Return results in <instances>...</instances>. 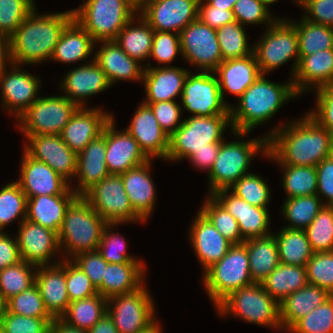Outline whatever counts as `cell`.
Here are the masks:
<instances>
[{
    "label": "cell",
    "instance_id": "cell-1",
    "mask_svg": "<svg viewBox=\"0 0 333 333\" xmlns=\"http://www.w3.org/2000/svg\"><path fill=\"white\" fill-rule=\"evenodd\" d=\"M266 155L281 165L316 167L333 155V136L307 114L302 121L274 129L267 137Z\"/></svg>",
    "mask_w": 333,
    "mask_h": 333
},
{
    "label": "cell",
    "instance_id": "cell-2",
    "mask_svg": "<svg viewBox=\"0 0 333 333\" xmlns=\"http://www.w3.org/2000/svg\"><path fill=\"white\" fill-rule=\"evenodd\" d=\"M34 11L10 37L13 64H34L51 58L62 31L73 20V10L41 16Z\"/></svg>",
    "mask_w": 333,
    "mask_h": 333
},
{
    "label": "cell",
    "instance_id": "cell-3",
    "mask_svg": "<svg viewBox=\"0 0 333 333\" xmlns=\"http://www.w3.org/2000/svg\"><path fill=\"white\" fill-rule=\"evenodd\" d=\"M298 95L293 82L279 85L267 81L261 74L239 97L238 109L230 107V120L233 132L243 136L255 126L269 120L284 102Z\"/></svg>",
    "mask_w": 333,
    "mask_h": 333
},
{
    "label": "cell",
    "instance_id": "cell-4",
    "mask_svg": "<svg viewBox=\"0 0 333 333\" xmlns=\"http://www.w3.org/2000/svg\"><path fill=\"white\" fill-rule=\"evenodd\" d=\"M138 5L132 0H87L73 10V19L98 41L115 40L135 16Z\"/></svg>",
    "mask_w": 333,
    "mask_h": 333
},
{
    "label": "cell",
    "instance_id": "cell-5",
    "mask_svg": "<svg viewBox=\"0 0 333 333\" xmlns=\"http://www.w3.org/2000/svg\"><path fill=\"white\" fill-rule=\"evenodd\" d=\"M107 224L82 196H78L65 212L58 233L60 247L63 244L74 257L82 252L98 250Z\"/></svg>",
    "mask_w": 333,
    "mask_h": 333
},
{
    "label": "cell",
    "instance_id": "cell-6",
    "mask_svg": "<svg viewBox=\"0 0 333 333\" xmlns=\"http://www.w3.org/2000/svg\"><path fill=\"white\" fill-rule=\"evenodd\" d=\"M231 123L230 115L192 116L169 136L167 160L190 158L211 143H221L226 126Z\"/></svg>",
    "mask_w": 333,
    "mask_h": 333
},
{
    "label": "cell",
    "instance_id": "cell-7",
    "mask_svg": "<svg viewBox=\"0 0 333 333\" xmlns=\"http://www.w3.org/2000/svg\"><path fill=\"white\" fill-rule=\"evenodd\" d=\"M204 272V284L215 306L230 293L253 284L244 243L233 244L220 261L212 264Z\"/></svg>",
    "mask_w": 333,
    "mask_h": 333
},
{
    "label": "cell",
    "instance_id": "cell-8",
    "mask_svg": "<svg viewBox=\"0 0 333 333\" xmlns=\"http://www.w3.org/2000/svg\"><path fill=\"white\" fill-rule=\"evenodd\" d=\"M216 307L223 315L231 311L245 321L281 328L279 303L265 291L262 283H253L230 293Z\"/></svg>",
    "mask_w": 333,
    "mask_h": 333
},
{
    "label": "cell",
    "instance_id": "cell-9",
    "mask_svg": "<svg viewBox=\"0 0 333 333\" xmlns=\"http://www.w3.org/2000/svg\"><path fill=\"white\" fill-rule=\"evenodd\" d=\"M248 142H221L218 155L209 172L210 194L230 187L242 176L247 175L251 158L263 150L267 154V137Z\"/></svg>",
    "mask_w": 333,
    "mask_h": 333
},
{
    "label": "cell",
    "instance_id": "cell-10",
    "mask_svg": "<svg viewBox=\"0 0 333 333\" xmlns=\"http://www.w3.org/2000/svg\"><path fill=\"white\" fill-rule=\"evenodd\" d=\"M261 42L253 48L259 71L265 74L296 57L292 73L295 75L299 64L298 36L295 26L284 20H275Z\"/></svg>",
    "mask_w": 333,
    "mask_h": 333
},
{
    "label": "cell",
    "instance_id": "cell-11",
    "mask_svg": "<svg viewBox=\"0 0 333 333\" xmlns=\"http://www.w3.org/2000/svg\"><path fill=\"white\" fill-rule=\"evenodd\" d=\"M78 105L66 96L38 98L18 119L26 136L60 134Z\"/></svg>",
    "mask_w": 333,
    "mask_h": 333
},
{
    "label": "cell",
    "instance_id": "cell-12",
    "mask_svg": "<svg viewBox=\"0 0 333 333\" xmlns=\"http://www.w3.org/2000/svg\"><path fill=\"white\" fill-rule=\"evenodd\" d=\"M108 224L144 221L132 208L121 175L110 174L82 196Z\"/></svg>",
    "mask_w": 333,
    "mask_h": 333
},
{
    "label": "cell",
    "instance_id": "cell-13",
    "mask_svg": "<svg viewBox=\"0 0 333 333\" xmlns=\"http://www.w3.org/2000/svg\"><path fill=\"white\" fill-rule=\"evenodd\" d=\"M109 303H115V307L110 309ZM107 314L119 333H145L157 324L153 301L143 286L132 293L108 298Z\"/></svg>",
    "mask_w": 333,
    "mask_h": 333
},
{
    "label": "cell",
    "instance_id": "cell-14",
    "mask_svg": "<svg viewBox=\"0 0 333 333\" xmlns=\"http://www.w3.org/2000/svg\"><path fill=\"white\" fill-rule=\"evenodd\" d=\"M210 73H188L181 94L183 106L195 116L230 115V106L221 96L218 78Z\"/></svg>",
    "mask_w": 333,
    "mask_h": 333
},
{
    "label": "cell",
    "instance_id": "cell-15",
    "mask_svg": "<svg viewBox=\"0 0 333 333\" xmlns=\"http://www.w3.org/2000/svg\"><path fill=\"white\" fill-rule=\"evenodd\" d=\"M181 54L186 60L213 72L222 62V53L216 29L198 18L189 23L180 33Z\"/></svg>",
    "mask_w": 333,
    "mask_h": 333
},
{
    "label": "cell",
    "instance_id": "cell-16",
    "mask_svg": "<svg viewBox=\"0 0 333 333\" xmlns=\"http://www.w3.org/2000/svg\"><path fill=\"white\" fill-rule=\"evenodd\" d=\"M198 3L199 0H144L138 9L154 31L179 34L197 19Z\"/></svg>",
    "mask_w": 333,
    "mask_h": 333
},
{
    "label": "cell",
    "instance_id": "cell-17",
    "mask_svg": "<svg viewBox=\"0 0 333 333\" xmlns=\"http://www.w3.org/2000/svg\"><path fill=\"white\" fill-rule=\"evenodd\" d=\"M21 179L16 181L27 199L39 195L76 194L61 175L46 163L36 160L24 150Z\"/></svg>",
    "mask_w": 333,
    "mask_h": 333
},
{
    "label": "cell",
    "instance_id": "cell-18",
    "mask_svg": "<svg viewBox=\"0 0 333 333\" xmlns=\"http://www.w3.org/2000/svg\"><path fill=\"white\" fill-rule=\"evenodd\" d=\"M30 145L25 151L34 159L49 165L65 180L75 176L77 170V153L72 151L60 137V134L27 136Z\"/></svg>",
    "mask_w": 333,
    "mask_h": 333
},
{
    "label": "cell",
    "instance_id": "cell-19",
    "mask_svg": "<svg viewBox=\"0 0 333 333\" xmlns=\"http://www.w3.org/2000/svg\"><path fill=\"white\" fill-rule=\"evenodd\" d=\"M114 119L106 124L105 161L110 174L120 175L140 166L150 159L140 149L138 142L126 130L116 132Z\"/></svg>",
    "mask_w": 333,
    "mask_h": 333
},
{
    "label": "cell",
    "instance_id": "cell-20",
    "mask_svg": "<svg viewBox=\"0 0 333 333\" xmlns=\"http://www.w3.org/2000/svg\"><path fill=\"white\" fill-rule=\"evenodd\" d=\"M230 189H221L211 194L238 222L243 240L269 236V213L267 208L250 205Z\"/></svg>",
    "mask_w": 333,
    "mask_h": 333
},
{
    "label": "cell",
    "instance_id": "cell-21",
    "mask_svg": "<svg viewBox=\"0 0 333 333\" xmlns=\"http://www.w3.org/2000/svg\"><path fill=\"white\" fill-rule=\"evenodd\" d=\"M16 237L21 259L36 266H45L60 249L58 233L27 219L21 222Z\"/></svg>",
    "mask_w": 333,
    "mask_h": 333
},
{
    "label": "cell",
    "instance_id": "cell-22",
    "mask_svg": "<svg viewBox=\"0 0 333 333\" xmlns=\"http://www.w3.org/2000/svg\"><path fill=\"white\" fill-rule=\"evenodd\" d=\"M126 131L138 142L140 149L151 160L152 156L166 159L169 135L160 127L151 108L141 104Z\"/></svg>",
    "mask_w": 333,
    "mask_h": 333
},
{
    "label": "cell",
    "instance_id": "cell-23",
    "mask_svg": "<svg viewBox=\"0 0 333 333\" xmlns=\"http://www.w3.org/2000/svg\"><path fill=\"white\" fill-rule=\"evenodd\" d=\"M112 116L99 109L87 110L79 107L60 133L64 143L75 153L81 152L93 139L97 138Z\"/></svg>",
    "mask_w": 333,
    "mask_h": 333
},
{
    "label": "cell",
    "instance_id": "cell-24",
    "mask_svg": "<svg viewBox=\"0 0 333 333\" xmlns=\"http://www.w3.org/2000/svg\"><path fill=\"white\" fill-rule=\"evenodd\" d=\"M47 267L38 266L35 282L40 291L44 306L53 318H60L70 304L66 286L65 261Z\"/></svg>",
    "mask_w": 333,
    "mask_h": 333
},
{
    "label": "cell",
    "instance_id": "cell-25",
    "mask_svg": "<svg viewBox=\"0 0 333 333\" xmlns=\"http://www.w3.org/2000/svg\"><path fill=\"white\" fill-rule=\"evenodd\" d=\"M106 125L97 138L93 139L77 154V170L79 189L74 192L83 196L89 189L110 175L106 161Z\"/></svg>",
    "mask_w": 333,
    "mask_h": 333
},
{
    "label": "cell",
    "instance_id": "cell-26",
    "mask_svg": "<svg viewBox=\"0 0 333 333\" xmlns=\"http://www.w3.org/2000/svg\"><path fill=\"white\" fill-rule=\"evenodd\" d=\"M17 66H13V71L9 74L3 70L0 73V83L4 107L9 108V111L13 108L12 111L18 118L39 98L36 94L40 81L37 77L20 71Z\"/></svg>",
    "mask_w": 333,
    "mask_h": 333
},
{
    "label": "cell",
    "instance_id": "cell-27",
    "mask_svg": "<svg viewBox=\"0 0 333 333\" xmlns=\"http://www.w3.org/2000/svg\"><path fill=\"white\" fill-rule=\"evenodd\" d=\"M190 232L195 253L205 270L220 261L233 245L200 211Z\"/></svg>",
    "mask_w": 333,
    "mask_h": 333
},
{
    "label": "cell",
    "instance_id": "cell-28",
    "mask_svg": "<svg viewBox=\"0 0 333 333\" xmlns=\"http://www.w3.org/2000/svg\"><path fill=\"white\" fill-rule=\"evenodd\" d=\"M144 69L143 81L146 88V101L143 103H157L174 101V97L182 94L184 82L189 72L177 67H154Z\"/></svg>",
    "mask_w": 333,
    "mask_h": 333
},
{
    "label": "cell",
    "instance_id": "cell-29",
    "mask_svg": "<svg viewBox=\"0 0 333 333\" xmlns=\"http://www.w3.org/2000/svg\"><path fill=\"white\" fill-rule=\"evenodd\" d=\"M213 72L219 74L223 100L224 89L240 97L261 75L254 52L246 57L225 60Z\"/></svg>",
    "mask_w": 333,
    "mask_h": 333
},
{
    "label": "cell",
    "instance_id": "cell-30",
    "mask_svg": "<svg viewBox=\"0 0 333 333\" xmlns=\"http://www.w3.org/2000/svg\"><path fill=\"white\" fill-rule=\"evenodd\" d=\"M103 46L95 54L94 61L105 73L110 85L116 80H141L144 69L138 61L129 57L115 40L102 41Z\"/></svg>",
    "mask_w": 333,
    "mask_h": 333
},
{
    "label": "cell",
    "instance_id": "cell-31",
    "mask_svg": "<svg viewBox=\"0 0 333 333\" xmlns=\"http://www.w3.org/2000/svg\"><path fill=\"white\" fill-rule=\"evenodd\" d=\"M293 86L297 94L308 89L309 84L321 88L333 84V49L318 51L312 55L299 56ZM307 85V86H306Z\"/></svg>",
    "mask_w": 333,
    "mask_h": 333
},
{
    "label": "cell",
    "instance_id": "cell-32",
    "mask_svg": "<svg viewBox=\"0 0 333 333\" xmlns=\"http://www.w3.org/2000/svg\"><path fill=\"white\" fill-rule=\"evenodd\" d=\"M77 197V194L30 197L27 199L26 219L59 233L65 212Z\"/></svg>",
    "mask_w": 333,
    "mask_h": 333
},
{
    "label": "cell",
    "instance_id": "cell-33",
    "mask_svg": "<svg viewBox=\"0 0 333 333\" xmlns=\"http://www.w3.org/2000/svg\"><path fill=\"white\" fill-rule=\"evenodd\" d=\"M150 160L120 174L133 210L145 221L155 204V190L150 178Z\"/></svg>",
    "mask_w": 333,
    "mask_h": 333
},
{
    "label": "cell",
    "instance_id": "cell-34",
    "mask_svg": "<svg viewBox=\"0 0 333 333\" xmlns=\"http://www.w3.org/2000/svg\"><path fill=\"white\" fill-rule=\"evenodd\" d=\"M109 86L105 73L94 60L92 64L72 70L62 82V88L68 94L65 96L78 107H83L81 98L102 92Z\"/></svg>",
    "mask_w": 333,
    "mask_h": 333
},
{
    "label": "cell",
    "instance_id": "cell-35",
    "mask_svg": "<svg viewBox=\"0 0 333 333\" xmlns=\"http://www.w3.org/2000/svg\"><path fill=\"white\" fill-rule=\"evenodd\" d=\"M143 276L142 263H108L97 291L106 299L132 293L143 286Z\"/></svg>",
    "mask_w": 333,
    "mask_h": 333
},
{
    "label": "cell",
    "instance_id": "cell-36",
    "mask_svg": "<svg viewBox=\"0 0 333 333\" xmlns=\"http://www.w3.org/2000/svg\"><path fill=\"white\" fill-rule=\"evenodd\" d=\"M330 296L323 288L311 284L291 293L279 304L281 327L290 329L298 320L320 306Z\"/></svg>",
    "mask_w": 333,
    "mask_h": 333
},
{
    "label": "cell",
    "instance_id": "cell-37",
    "mask_svg": "<svg viewBox=\"0 0 333 333\" xmlns=\"http://www.w3.org/2000/svg\"><path fill=\"white\" fill-rule=\"evenodd\" d=\"M247 248L250 277L253 283H262L280 264L278 245L274 234L243 242Z\"/></svg>",
    "mask_w": 333,
    "mask_h": 333
},
{
    "label": "cell",
    "instance_id": "cell-38",
    "mask_svg": "<svg viewBox=\"0 0 333 333\" xmlns=\"http://www.w3.org/2000/svg\"><path fill=\"white\" fill-rule=\"evenodd\" d=\"M94 39L74 19L62 31L51 56L63 63L86 59L93 51Z\"/></svg>",
    "mask_w": 333,
    "mask_h": 333
},
{
    "label": "cell",
    "instance_id": "cell-39",
    "mask_svg": "<svg viewBox=\"0 0 333 333\" xmlns=\"http://www.w3.org/2000/svg\"><path fill=\"white\" fill-rule=\"evenodd\" d=\"M308 284L304 266L280 263L262 282L267 293L279 304L291 293Z\"/></svg>",
    "mask_w": 333,
    "mask_h": 333
},
{
    "label": "cell",
    "instance_id": "cell-40",
    "mask_svg": "<svg viewBox=\"0 0 333 333\" xmlns=\"http://www.w3.org/2000/svg\"><path fill=\"white\" fill-rule=\"evenodd\" d=\"M274 237L280 263L306 267L314 252L304 229L283 228Z\"/></svg>",
    "mask_w": 333,
    "mask_h": 333
},
{
    "label": "cell",
    "instance_id": "cell-41",
    "mask_svg": "<svg viewBox=\"0 0 333 333\" xmlns=\"http://www.w3.org/2000/svg\"><path fill=\"white\" fill-rule=\"evenodd\" d=\"M107 313V299L99 293L70 302L67 311L60 317L69 326L88 331Z\"/></svg>",
    "mask_w": 333,
    "mask_h": 333
},
{
    "label": "cell",
    "instance_id": "cell-42",
    "mask_svg": "<svg viewBox=\"0 0 333 333\" xmlns=\"http://www.w3.org/2000/svg\"><path fill=\"white\" fill-rule=\"evenodd\" d=\"M141 26L131 27L134 18L130 20L115 38V42L131 58L138 62L150 57L155 31L140 17Z\"/></svg>",
    "mask_w": 333,
    "mask_h": 333
},
{
    "label": "cell",
    "instance_id": "cell-43",
    "mask_svg": "<svg viewBox=\"0 0 333 333\" xmlns=\"http://www.w3.org/2000/svg\"><path fill=\"white\" fill-rule=\"evenodd\" d=\"M300 22V25L292 22L297 31L299 56L333 49V27L315 24L304 18Z\"/></svg>",
    "mask_w": 333,
    "mask_h": 333
},
{
    "label": "cell",
    "instance_id": "cell-44",
    "mask_svg": "<svg viewBox=\"0 0 333 333\" xmlns=\"http://www.w3.org/2000/svg\"><path fill=\"white\" fill-rule=\"evenodd\" d=\"M323 206L317 194L287 198L282 211L291 224L284 228H307Z\"/></svg>",
    "mask_w": 333,
    "mask_h": 333
},
{
    "label": "cell",
    "instance_id": "cell-45",
    "mask_svg": "<svg viewBox=\"0 0 333 333\" xmlns=\"http://www.w3.org/2000/svg\"><path fill=\"white\" fill-rule=\"evenodd\" d=\"M281 166L285 167L283 187L288 198L317 194V171L314 166Z\"/></svg>",
    "mask_w": 333,
    "mask_h": 333
},
{
    "label": "cell",
    "instance_id": "cell-46",
    "mask_svg": "<svg viewBox=\"0 0 333 333\" xmlns=\"http://www.w3.org/2000/svg\"><path fill=\"white\" fill-rule=\"evenodd\" d=\"M31 266L37 267L22 260L0 270V295L5 302L35 282V273L31 272Z\"/></svg>",
    "mask_w": 333,
    "mask_h": 333
},
{
    "label": "cell",
    "instance_id": "cell-47",
    "mask_svg": "<svg viewBox=\"0 0 333 333\" xmlns=\"http://www.w3.org/2000/svg\"><path fill=\"white\" fill-rule=\"evenodd\" d=\"M232 244L244 242L237 220L211 195L200 211Z\"/></svg>",
    "mask_w": 333,
    "mask_h": 333
},
{
    "label": "cell",
    "instance_id": "cell-48",
    "mask_svg": "<svg viewBox=\"0 0 333 333\" xmlns=\"http://www.w3.org/2000/svg\"><path fill=\"white\" fill-rule=\"evenodd\" d=\"M216 35L223 61L246 57L253 53V49L248 48L243 25L238 21L216 29Z\"/></svg>",
    "mask_w": 333,
    "mask_h": 333
},
{
    "label": "cell",
    "instance_id": "cell-49",
    "mask_svg": "<svg viewBox=\"0 0 333 333\" xmlns=\"http://www.w3.org/2000/svg\"><path fill=\"white\" fill-rule=\"evenodd\" d=\"M304 230L314 253L333 251V206H323Z\"/></svg>",
    "mask_w": 333,
    "mask_h": 333
},
{
    "label": "cell",
    "instance_id": "cell-50",
    "mask_svg": "<svg viewBox=\"0 0 333 333\" xmlns=\"http://www.w3.org/2000/svg\"><path fill=\"white\" fill-rule=\"evenodd\" d=\"M5 309L12 314L34 318H53L44 306L40 291L34 282L23 292L5 302Z\"/></svg>",
    "mask_w": 333,
    "mask_h": 333
},
{
    "label": "cell",
    "instance_id": "cell-51",
    "mask_svg": "<svg viewBox=\"0 0 333 333\" xmlns=\"http://www.w3.org/2000/svg\"><path fill=\"white\" fill-rule=\"evenodd\" d=\"M288 331L293 333H333V295L298 320Z\"/></svg>",
    "mask_w": 333,
    "mask_h": 333
},
{
    "label": "cell",
    "instance_id": "cell-52",
    "mask_svg": "<svg viewBox=\"0 0 333 333\" xmlns=\"http://www.w3.org/2000/svg\"><path fill=\"white\" fill-rule=\"evenodd\" d=\"M22 216L26 219L27 197L17 182L10 183L0 190V231L8 223Z\"/></svg>",
    "mask_w": 333,
    "mask_h": 333
},
{
    "label": "cell",
    "instance_id": "cell-53",
    "mask_svg": "<svg viewBox=\"0 0 333 333\" xmlns=\"http://www.w3.org/2000/svg\"><path fill=\"white\" fill-rule=\"evenodd\" d=\"M233 193L242 198L252 206L267 208L270 198V191L267 184L255 174L239 178L231 187Z\"/></svg>",
    "mask_w": 333,
    "mask_h": 333
},
{
    "label": "cell",
    "instance_id": "cell-54",
    "mask_svg": "<svg viewBox=\"0 0 333 333\" xmlns=\"http://www.w3.org/2000/svg\"><path fill=\"white\" fill-rule=\"evenodd\" d=\"M308 284L315 285L333 295V251L314 253L307 262Z\"/></svg>",
    "mask_w": 333,
    "mask_h": 333
},
{
    "label": "cell",
    "instance_id": "cell-55",
    "mask_svg": "<svg viewBox=\"0 0 333 333\" xmlns=\"http://www.w3.org/2000/svg\"><path fill=\"white\" fill-rule=\"evenodd\" d=\"M34 8L33 0H0V32L11 37Z\"/></svg>",
    "mask_w": 333,
    "mask_h": 333
},
{
    "label": "cell",
    "instance_id": "cell-56",
    "mask_svg": "<svg viewBox=\"0 0 333 333\" xmlns=\"http://www.w3.org/2000/svg\"><path fill=\"white\" fill-rule=\"evenodd\" d=\"M53 320L12 314L5 309L1 317L0 333H46Z\"/></svg>",
    "mask_w": 333,
    "mask_h": 333
},
{
    "label": "cell",
    "instance_id": "cell-57",
    "mask_svg": "<svg viewBox=\"0 0 333 333\" xmlns=\"http://www.w3.org/2000/svg\"><path fill=\"white\" fill-rule=\"evenodd\" d=\"M67 260L65 261V276L70 302L86 299L98 294L97 289L82 269L75 263L70 262V259Z\"/></svg>",
    "mask_w": 333,
    "mask_h": 333
},
{
    "label": "cell",
    "instance_id": "cell-58",
    "mask_svg": "<svg viewBox=\"0 0 333 333\" xmlns=\"http://www.w3.org/2000/svg\"><path fill=\"white\" fill-rule=\"evenodd\" d=\"M113 225L116 224H107L104 227L100 245L98 247V251L100 252L101 256L108 263H141L139 260H136V258L134 259L132 256L126 254V244L124 238H120L118 235L116 236L115 233L110 234L107 231Z\"/></svg>",
    "mask_w": 333,
    "mask_h": 333
},
{
    "label": "cell",
    "instance_id": "cell-59",
    "mask_svg": "<svg viewBox=\"0 0 333 333\" xmlns=\"http://www.w3.org/2000/svg\"><path fill=\"white\" fill-rule=\"evenodd\" d=\"M235 21L240 24H255L262 22H269L272 24L270 14L268 13V7H266L262 0H237L232 9Z\"/></svg>",
    "mask_w": 333,
    "mask_h": 333
},
{
    "label": "cell",
    "instance_id": "cell-60",
    "mask_svg": "<svg viewBox=\"0 0 333 333\" xmlns=\"http://www.w3.org/2000/svg\"><path fill=\"white\" fill-rule=\"evenodd\" d=\"M179 52L182 51L178 33L155 31L150 56L155 58L159 65L172 62Z\"/></svg>",
    "mask_w": 333,
    "mask_h": 333
},
{
    "label": "cell",
    "instance_id": "cell-61",
    "mask_svg": "<svg viewBox=\"0 0 333 333\" xmlns=\"http://www.w3.org/2000/svg\"><path fill=\"white\" fill-rule=\"evenodd\" d=\"M74 259L73 262L82 269L97 289L102 284L108 262L98 250L79 253Z\"/></svg>",
    "mask_w": 333,
    "mask_h": 333
},
{
    "label": "cell",
    "instance_id": "cell-62",
    "mask_svg": "<svg viewBox=\"0 0 333 333\" xmlns=\"http://www.w3.org/2000/svg\"><path fill=\"white\" fill-rule=\"evenodd\" d=\"M144 104H147L151 108L160 127L169 136L182 125V121L181 123H178L181 114V107L175 101H162Z\"/></svg>",
    "mask_w": 333,
    "mask_h": 333
},
{
    "label": "cell",
    "instance_id": "cell-63",
    "mask_svg": "<svg viewBox=\"0 0 333 333\" xmlns=\"http://www.w3.org/2000/svg\"><path fill=\"white\" fill-rule=\"evenodd\" d=\"M317 107L308 115L333 136V84L317 88Z\"/></svg>",
    "mask_w": 333,
    "mask_h": 333
},
{
    "label": "cell",
    "instance_id": "cell-64",
    "mask_svg": "<svg viewBox=\"0 0 333 333\" xmlns=\"http://www.w3.org/2000/svg\"><path fill=\"white\" fill-rule=\"evenodd\" d=\"M300 4L312 17L304 16L305 20L333 27V0H303Z\"/></svg>",
    "mask_w": 333,
    "mask_h": 333
},
{
    "label": "cell",
    "instance_id": "cell-65",
    "mask_svg": "<svg viewBox=\"0 0 333 333\" xmlns=\"http://www.w3.org/2000/svg\"><path fill=\"white\" fill-rule=\"evenodd\" d=\"M204 0H199L197 18L211 28L218 29L222 26L235 21L232 10L210 6L207 2L202 5Z\"/></svg>",
    "mask_w": 333,
    "mask_h": 333
},
{
    "label": "cell",
    "instance_id": "cell-66",
    "mask_svg": "<svg viewBox=\"0 0 333 333\" xmlns=\"http://www.w3.org/2000/svg\"><path fill=\"white\" fill-rule=\"evenodd\" d=\"M317 195L323 194L328 199L325 206H333V155L323 159L316 167Z\"/></svg>",
    "mask_w": 333,
    "mask_h": 333
},
{
    "label": "cell",
    "instance_id": "cell-67",
    "mask_svg": "<svg viewBox=\"0 0 333 333\" xmlns=\"http://www.w3.org/2000/svg\"><path fill=\"white\" fill-rule=\"evenodd\" d=\"M22 261L17 239L12 240L0 231V269L17 264Z\"/></svg>",
    "mask_w": 333,
    "mask_h": 333
},
{
    "label": "cell",
    "instance_id": "cell-68",
    "mask_svg": "<svg viewBox=\"0 0 333 333\" xmlns=\"http://www.w3.org/2000/svg\"><path fill=\"white\" fill-rule=\"evenodd\" d=\"M221 143H211L210 148H202L196 151L189 159L192 163L201 168L212 169L213 163L218 155Z\"/></svg>",
    "mask_w": 333,
    "mask_h": 333
},
{
    "label": "cell",
    "instance_id": "cell-69",
    "mask_svg": "<svg viewBox=\"0 0 333 333\" xmlns=\"http://www.w3.org/2000/svg\"><path fill=\"white\" fill-rule=\"evenodd\" d=\"M6 61L13 63L11 55V38L0 32V73L5 70Z\"/></svg>",
    "mask_w": 333,
    "mask_h": 333
},
{
    "label": "cell",
    "instance_id": "cell-70",
    "mask_svg": "<svg viewBox=\"0 0 333 333\" xmlns=\"http://www.w3.org/2000/svg\"><path fill=\"white\" fill-rule=\"evenodd\" d=\"M88 333H119L116 329L112 318L106 313Z\"/></svg>",
    "mask_w": 333,
    "mask_h": 333
},
{
    "label": "cell",
    "instance_id": "cell-71",
    "mask_svg": "<svg viewBox=\"0 0 333 333\" xmlns=\"http://www.w3.org/2000/svg\"><path fill=\"white\" fill-rule=\"evenodd\" d=\"M50 329L54 333H88L86 330L69 326L60 318H54L50 324Z\"/></svg>",
    "mask_w": 333,
    "mask_h": 333
},
{
    "label": "cell",
    "instance_id": "cell-72",
    "mask_svg": "<svg viewBox=\"0 0 333 333\" xmlns=\"http://www.w3.org/2000/svg\"><path fill=\"white\" fill-rule=\"evenodd\" d=\"M237 0H207L206 2L213 7L224 10H232Z\"/></svg>",
    "mask_w": 333,
    "mask_h": 333
},
{
    "label": "cell",
    "instance_id": "cell-73",
    "mask_svg": "<svg viewBox=\"0 0 333 333\" xmlns=\"http://www.w3.org/2000/svg\"><path fill=\"white\" fill-rule=\"evenodd\" d=\"M5 312V301L3 300L2 296L0 295V322L2 314Z\"/></svg>",
    "mask_w": 333,
    "mask_h": 333
},
{
    "label": "cell",
    "instance_id": "cell-74",
    "mask_svg": "<svg viewBox=\"0 0 333 333\" xmlns=\"http://www.w3.org/2000/svg\"><path fill=\"white\" fill-rule=\"evenodd\" d=\"M158 325L159 324L157 322V324L154 327H152L150 330H148L145 333H161V329H160V327Z\"/></svg>",
    "mask_w": 333,
    "mask_h": 333
},
{
    "label": "cell",
    "instance_id": "cell-75",
    "mask_svg": "<svg viewBox=\"0 0 333 333\" xmlns=\"http://www.w3.org/2000/svg\"><path fill=\"white\" fill-rule=\"evenodd\" d=\"M262 1H263L264 5L267 7L268 4H272V3L276 2L277 0H262Z\"/></svg>",
    "mask_w": 333,
    "mask_h": 333
},
{
    "label": "cell",
    "instance_id": "cell-76",
    "mask_svg": "<svg viewBox=\"0 0 333 333\" xmlns=\"http://www.w3.org/2000/svg\"><path fill=\"white\" fill-rule=\"evenodd\" d=\"M132 1L139 6L144 0H132Z\"/></svg>",
    "mask_w": 333,
    "mask_h": 333
},
{
    "label": "cell",
    "instance_id": "cell-77",
    "mask_svg": "<svg viewBox=\"0 0 333 333\" xmlns=\"http://www.w3.org/2000/svg\"><path fill=\"white\" fill-rule=\"evenodd\" d=\"M46 333H54L51 329H48Z\"/></svg>",
    "mask_w": 333,
    "mask_h": 333
},
{
    "label": "cell",
    "instance_id": "cell-78",
    "mask_svg": "<svg viewBox=\"0 0 333 333\" xmlns=\"http://www.w3.org/2000/svg\"><path fill=\"white\" fill-rule=\"evenodd\" d=\"M299 4L303 1V0H296Z\"/></svg>",
    "mask_w": 333,
    "mask_h": 333
}]
</instances>
